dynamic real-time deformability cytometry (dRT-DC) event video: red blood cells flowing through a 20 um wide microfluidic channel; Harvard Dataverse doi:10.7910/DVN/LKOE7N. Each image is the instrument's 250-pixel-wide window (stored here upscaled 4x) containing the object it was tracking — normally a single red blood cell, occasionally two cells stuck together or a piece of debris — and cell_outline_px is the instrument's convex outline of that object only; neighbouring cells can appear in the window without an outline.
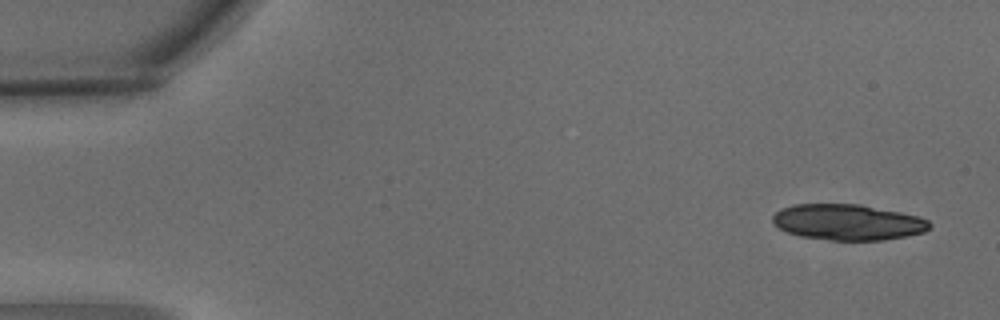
{"species": "common noctule bat (a hibernating species)", "species_latin": "Nyctalus noctula", "temperature_condition": "warm", "stored_images_in_passage": 7, "camera_frame_rate_fps": 3000, "um_per_image_px": 0.085, "animal": {"sex": "male", "body_mass_g": 15.6}, "frame": {"image": 1, "passage_image": 1, "time_ms": 0.0, "image_size_px": [1000, 320], "cell_outline_px": [[932, 224], [924, 232], [884, 240], [832, 240], [800, 236], [788, 232], [772, 224], [772, 216], [776, 212], [792, 204], [860, 204], [920, 216], [928, 220]], "centroid_in_image_um": [72.06, 18.88], "position_along_channel_um": 12.9, "area_um2": 32.71}}
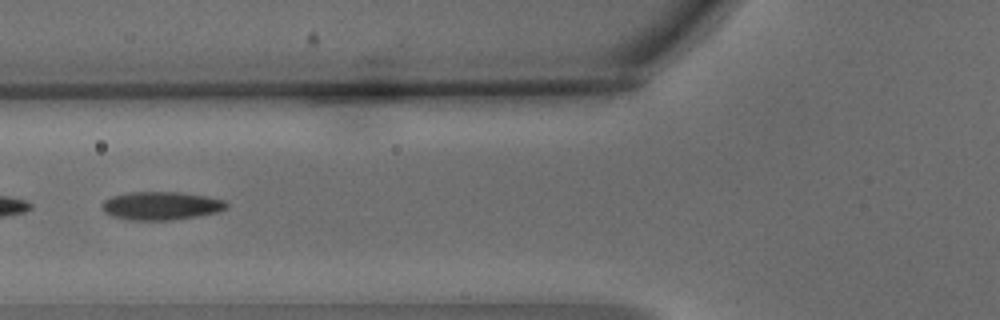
{"frame": {"image": 2, "passage_image": 5, "time_ms": 1.333, "image_size_px": [1000, 320], "cell_outline_px": [[228, 208], [216, 212], [196, 216], [172, 220], [128, 220], [112, 216], [104, 212], [100, 208], [100, 204], [104, 200], [112, 196], [128, 192], [176, 192], [204, 196], [224, 200], [228, 204]], "centroid_in_image_um": [13.63, 17.49], "position_along_channel_um": 112.2, "area_um2": 20.52}}
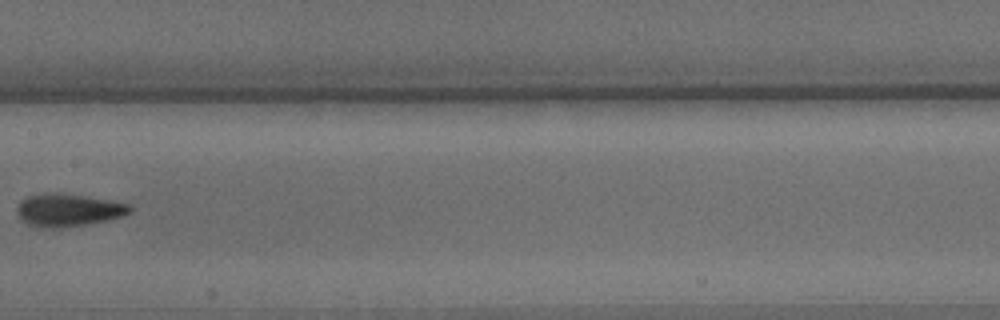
{"frame": {"image": 3, "passage_image": 7, "time_ms": 2.0, "image_size_px": [1000, 320], "cell_outline_px": [[132, 212], [124, 216], [84, 224], [56, 228], [40, 228], [28, 224], [20, 216], [16, 208], [20, 200], [28, 196], [84, 196], [128, 204], [132, 208]], "centroid_in_image_um": [5.82, 17.91], "position_along_channel_um": 201.6, "area_um2": 20.29}}